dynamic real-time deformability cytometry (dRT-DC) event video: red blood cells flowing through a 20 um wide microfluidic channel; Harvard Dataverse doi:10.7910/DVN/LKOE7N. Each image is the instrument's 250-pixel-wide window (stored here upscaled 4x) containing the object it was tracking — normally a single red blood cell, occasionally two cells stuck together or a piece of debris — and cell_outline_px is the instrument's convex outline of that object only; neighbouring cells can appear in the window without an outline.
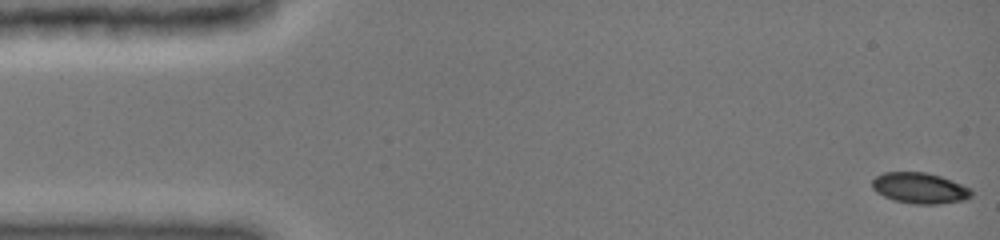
{"species": "common noctule bat (a hibernating species)", "species_latin": "Nyctalus noctula", "temperature_condition": "cold", "stored_images_in_passage": 48, "camera_frame_rate_fps": 3000, "um_per_image_px": 0.085, "animal": {"sex": "female", "body_mass_g": 19.0, "forearm_length_mm": 51.5}, "frame": {"image": 1, "passage_image": 1, "time_ms": 0.0, "image_size_px": [1000, 240], "cell_outline_px": [[972, 196], [968, 200], [940, 204], [916, 204], [892, 200], [876, 192], [872, 188], [872, 180], [876, 176], [884, 172], [924, 172], [940, 176], [952, 180], [972, 188]], "centroid_in_image_um": [78.21, 16.0], "position_along_channel_um": 6.8, "area_um2": 18.09}}
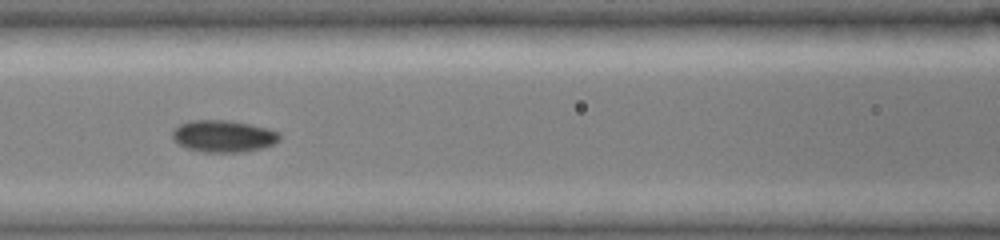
{"frame": {"image": 2, "passage_image": 21, "time_ms": 6.667, "image_size_px": [1000, 240], "cell_outline_px": [[280, 140], [272, 144], [260, 148], [240, 152], [204, 152], [188, 148], [180, 144], [172, 136], [172, 132], [180, 124], [192, 120], [228, 120], [268, 128], [280, 132]], "centroid_in_image_um": [19.01, 11.56], "position_along_channel_um": 147.6, "area_um2": 19.65}}
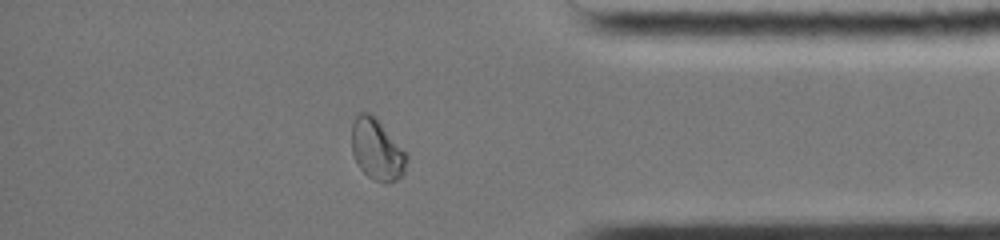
{"frame": {"image": 3, "passage_image": 41, "time_ms": 13.333, "image_size_px": [1000, 240], "cell_outline_px": [[408, 160], [404, 172], [396, 180], [384, 184], [372, 180], [360, 168], [352, 152], [352, 124], [356, 116], [360, 112], [368, 112], [376, 116], [408, 156]], "centroid_in_image_um": [32.04, 12.72], "position_along_channel_um": 403.2, "area_um2": 19.59}, "authors_computed_cell_mechanics": {"area_um2": 19.0162, "velocity_mm_per_s": 3.9793, "shape_relaxation_time_tau1_ms": null, "shape_relaxation_time_tau2_ms": 2.7792, "deformation_change_tau1": null, "deformation_change_tau2": 0.025}}